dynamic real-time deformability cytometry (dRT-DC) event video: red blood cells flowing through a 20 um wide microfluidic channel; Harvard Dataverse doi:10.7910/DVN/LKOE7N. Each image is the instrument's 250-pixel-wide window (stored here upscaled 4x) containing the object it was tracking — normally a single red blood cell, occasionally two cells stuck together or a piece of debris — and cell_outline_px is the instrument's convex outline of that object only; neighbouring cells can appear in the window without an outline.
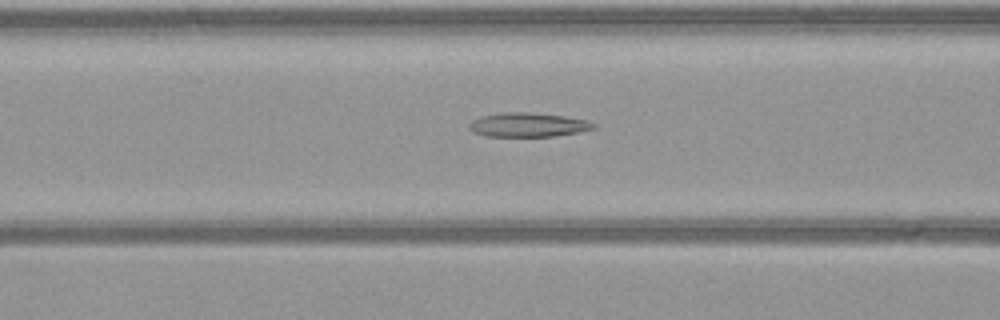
{"species": "common noctule bat (a hibernating species)", "species_latin": "Nyctalus noctula", "temperature_condition": "warm", "stored_images_in_passage": 54, "camera_frame_rate_fps": 3000, "um_per_image_px": 0.085, "animal": {"sex": "female", "body_mass_g": 21.9}, "frame": {"image": 1, "passage_image": 21, "time_ms": 6.667, "image_size_px": [1000, 320], "cell_outline_px": [[596, 128], [580, 132], [552, 136], [484, 136], [472, 132], [468, 128], [468, 124], [472, 120], [480, 116], [504, 112], [528, 112], [564, 116], [588, 120], [596, 124]], "centroid_in_image_um": [44.86, 10.61], "position_along_channel_um": 121.7, "area_um2": 17.63}}
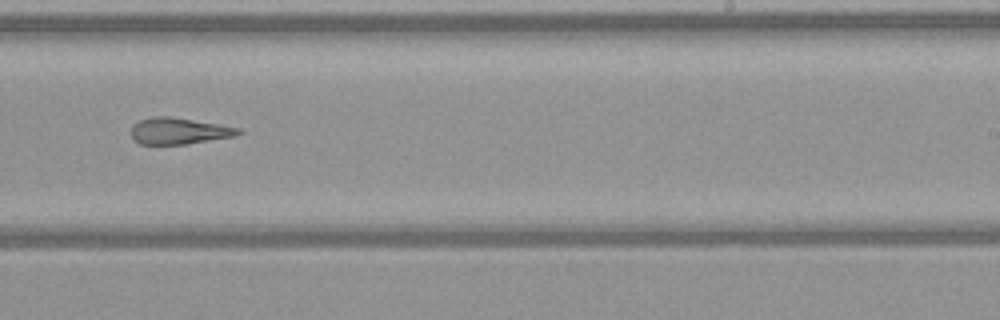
{"frame": {"image": 2, "passage_image": 33, "time_ms": 10.667, "image_size_px": [1000, 320], "cell_outline_px": [[244, 132], [236, 136], [188, 144], [140, 144], [132, 140], [132, 124], [140, 120], [156, 116], [172, 116], [240, 128]], "centroid_in_image_um": [15.22, 11.14], "position_along_channel_um": 273.8, "area_um2": 16.65}}
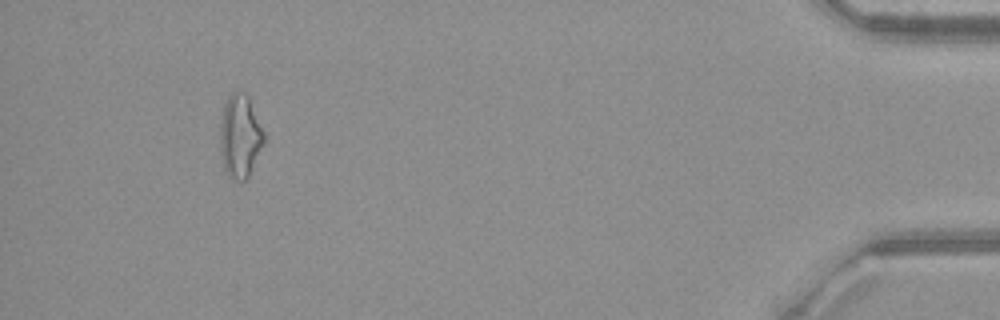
{"frame": {"image": 3, "passage_image": 50, "time_ms": 16.333, "image_size_px": [1000, 320], "cell_outline_px": [[264, 144], [248, 176], [244, 180], [232, 180], [228, 176], [224, 168], [220, 140], [220, 124], [224, 104], [228, 96], [236, 88], [240, 88], [248, 96], [264, 132]], "centroid_in_image_um": [20.4, 11.53], "position_along_channel_um": 414.8, "area_um2": 21.27}}